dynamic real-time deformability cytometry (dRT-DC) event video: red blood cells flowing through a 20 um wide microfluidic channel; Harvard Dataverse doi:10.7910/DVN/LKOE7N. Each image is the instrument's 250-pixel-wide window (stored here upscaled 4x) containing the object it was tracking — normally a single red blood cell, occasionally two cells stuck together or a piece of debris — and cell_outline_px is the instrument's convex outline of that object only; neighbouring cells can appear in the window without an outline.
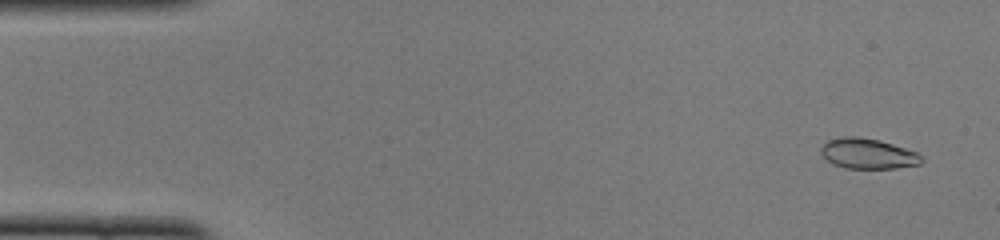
{"species": "common noctule bat (a hibernating species)", "species_latin": "Nyctalus noctula", "temperature_condition": "cold", "stored_images_in_passage": 50, "camera_frame_rate_fps": 3000, "um_per_image_px": 0.085, "animal": {"sex": "female", "body_mass_g": 22.0, "forearm_length_mm": 56.7}, "frame": {"image": 1, "passage_image": 3, "time_ms": 0.667, "image_size_px": [1000, 240], "cell_outline_px": [[924, 160], [920, 164], [896, 168], [844, 168], [832, 164], [820, 152], [820, 148], [828, 140], [844, 136], [856, 136], [880, 140], [916, 152]], "centroid_in_image_um": [73.75, 13.06], "position_along_channel_um": 11.2, "area_um2": 17.69}}
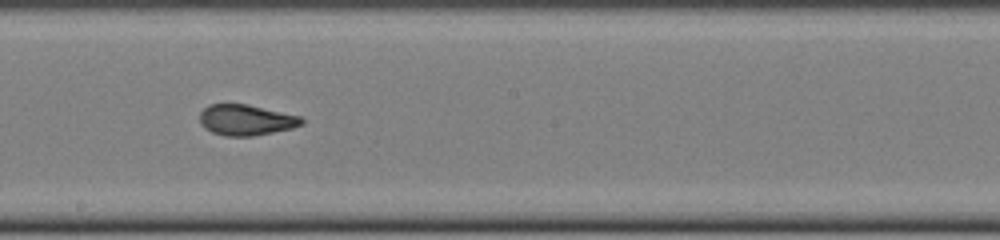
{"frame": {"image": 2, "passage_image": 28, "time_ms": 9.0, "image_size_px": [1000, 240], "cell_outline_px": [[304, 124], [292, 128], [252, 136], [224, 136], [212, 132], [204, 128], [200, 124], [200, 112], [208, 104], [248, 104], [300, 116], [304, 120]], "centroid_in_image_um": [20.9, 10.19], "position_along_channel_um": 227.3, "area_um2": 18.32}}
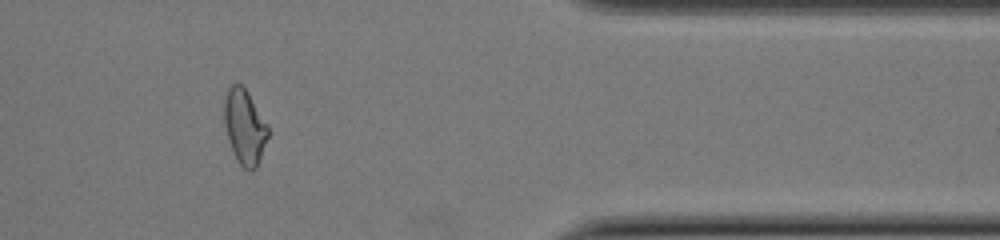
{"frame": {"image": 3, "passage_image": 42, "time_ms": 13.667, "image_size_px": [1000, 240], "cell_outline_px": [[268, 136], [256, 168], [252, 172], [244, 168], [236, 160], [228, 140], [224, 124], [224, 100], [228, 88], [232, 84], [240, 84], [248, 92], [268, 124]], "centroid_in_image_um": [20.78, 10.78], "position_along_channel_um": 390.6, "area_um2": 19.13}, "authors_computed_cell_mechanics": {"area_um2": 18.496, "velocity_mm_per_s": 3.9991, "shape_relaxation_time_tau1_ms": 4.0099, "shape_relaxation_time_tau2_ms": 0.9947, "deformation_change_tau1": 0.1786, "deformation_change_tau2": 0.0719}}